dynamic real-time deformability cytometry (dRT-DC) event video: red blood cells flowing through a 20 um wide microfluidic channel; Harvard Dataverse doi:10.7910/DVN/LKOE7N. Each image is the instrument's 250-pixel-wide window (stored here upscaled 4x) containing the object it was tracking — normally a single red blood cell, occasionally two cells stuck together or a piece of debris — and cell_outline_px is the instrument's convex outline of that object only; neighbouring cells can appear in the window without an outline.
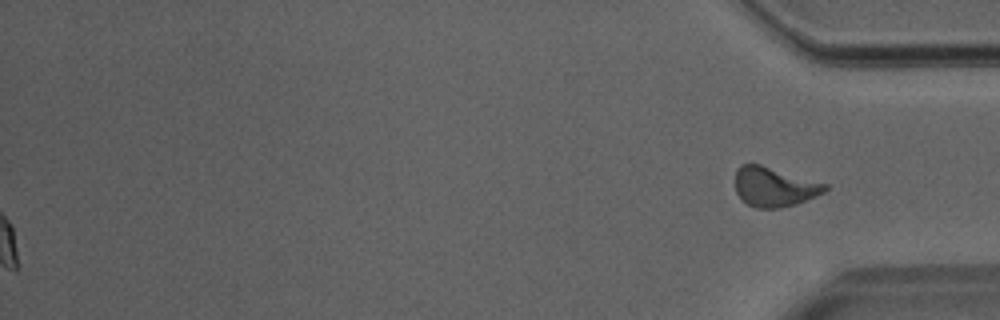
{"species": "Egyptian fruit bat (a non-hibernating species)", "species_latin": "Rousettus aegyptiacus", "temperature_condition": "room temperature", "stored_images_in_passage": 37, "segment_of_instrument_passage": [2, 2], "camera_frame_rate_fps": 3000, "um_per_image_px": 0.085, "animal": {"sex": "male"}, "frame": {"image": 1, "passage_image": 37, "time_ms": 12.0, "image_size_px": [1000, 320], "cell_outline_px": [[828, 188], [824, 192], [816, 196], [796, 204], [780, 208], [756, 208], [748, 204], [736, 192], [736, 168], [740, 164], [760, 164], [828, 184]], "centroid_in_image_um": [65.82, 15.88], "position_along_channel_um": 369.4, "area_um2": 20.58}}